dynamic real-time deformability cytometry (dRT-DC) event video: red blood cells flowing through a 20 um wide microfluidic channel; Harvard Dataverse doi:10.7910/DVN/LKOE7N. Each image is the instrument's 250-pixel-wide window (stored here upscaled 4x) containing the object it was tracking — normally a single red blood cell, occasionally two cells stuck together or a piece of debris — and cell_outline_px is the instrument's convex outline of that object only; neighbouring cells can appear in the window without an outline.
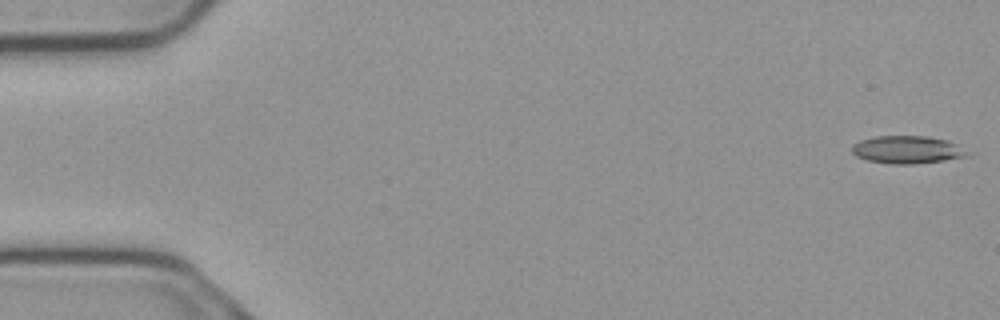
{"species": "common noctule bat (a hibernating species)", "species_latin": "Nyctalus noctula", "temperature_condition": "cold", "stored_images_in_passage": 6, "camera_frame_rate_fps": 3000, "um_per_image_px": 0.085, "animal": {"sex": "male", "body_mass_g": 23.1, "forearm_length_mm": 52.7}, "frame": {"image": 1, "passage_image": 1, "time_ms": 0.0, "image_size_px": [1000, 320], "cell_outline_px": [[972, 152], [968, 156], [944, 160], [912, 164], [892, 164], [868, 160], [856, 156], [852, 152], [852, 144], [860, 140], [876, 136], [928, 136], [948, 140]], "centroid_in_image_um": [77.14, 12.72], "position_along_channel_um": 7.9, "area_um2": 18.73}}